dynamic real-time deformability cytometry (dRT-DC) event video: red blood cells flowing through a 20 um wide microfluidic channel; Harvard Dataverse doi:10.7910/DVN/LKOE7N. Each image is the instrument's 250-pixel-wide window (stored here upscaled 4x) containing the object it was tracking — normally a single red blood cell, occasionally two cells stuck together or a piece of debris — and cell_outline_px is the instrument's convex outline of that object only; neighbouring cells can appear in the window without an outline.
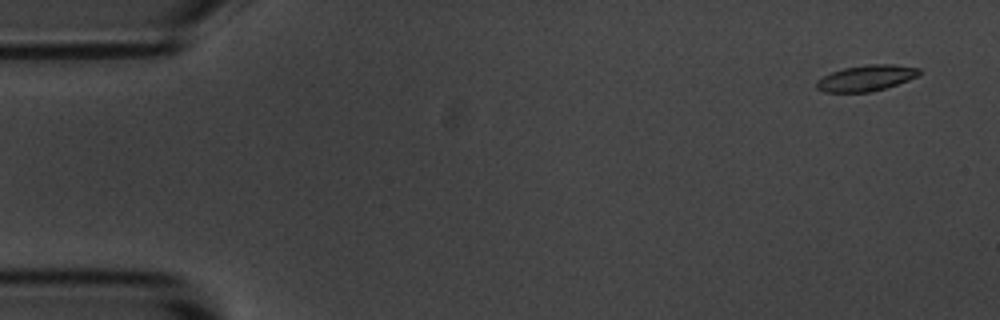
{"species": "common noctule bat (a hibernating species)", "species_latin": "Nyctalus noctula", "temperature_condition": "room temperature", "stored_images_in_passage": 6, "camera_frame_rate_fps": 3000, "um_per_image_px": 0.085, "animal": {"sex": "male", "body_mass_g": 20.1, "forearm_length_mm": 53.5}, "frame": {"image": 1, "passage_image": 1, "time_ms": 0.0, "image_size_px": [1000, 320], "cell_outline_px": [[920, 72], [916, 76], [908, 80], [872, 92], [824, 92], [816, 88], [816, 80], [832, 72], [844, 68], [864, 64], [892, 64], [920, 68]], "centroid_in_image_um": [73.59, 6.63], "position_along_channel_um": 11.4, "area_um2": 15.43}}
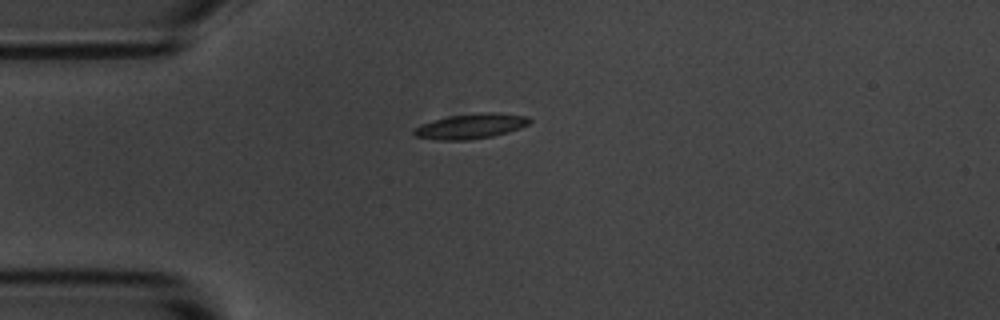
{"frame": {"image": 2, "passage_image": 4, "time_ms": 3.667, "image_size_px": [1000, 320], "cell_outline_px": [[532, 120], [528, 124], [520, 128], [508, 132], [492, 136], [468, 140], [436, 140], [416, 136], [412, 132], [420, 124], [432, 120], [452, 116], [480, 112], [492, 112], [528, 116]], "centroid_in_image_um": [40.03, 10.72], "position_along_channel_um": 45.0, "area_um2": 16.82}}